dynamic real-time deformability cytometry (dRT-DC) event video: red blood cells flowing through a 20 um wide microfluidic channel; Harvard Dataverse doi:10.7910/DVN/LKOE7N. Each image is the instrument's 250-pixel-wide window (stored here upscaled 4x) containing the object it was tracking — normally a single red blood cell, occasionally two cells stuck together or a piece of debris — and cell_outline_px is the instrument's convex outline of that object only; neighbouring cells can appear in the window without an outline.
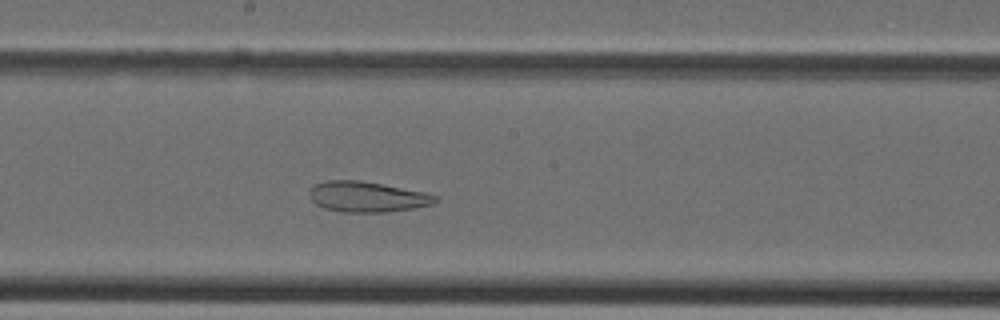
{"species": "Egyptian fruit bat (a non-hibernating species)", "species_latin": "Rousettus aegyptiacus", "temperature_condition": "cold", "stored_images_in_passage": 36, "camera_frame_rate_fps": 3000, "um_per_image_px": 0.085, "animal": {"sex": "female"}, "frame": {"image": 1, "passage_image": 17, "time_ms": 5.333, "image_size_px": [1000, 320], "cell_outline_px": [[440, 200], [432, 204], [412, 208], [384, 212], [344, 212], [324, 208], [316, 204], [308, 196], [308, 188], [312, 184], [328, 180], [360, 180], [424, 192], [440, 196]], "centroid_in_image_um": [31.17, 16.71], "position_along_channel_um": 217.0, "area_um2": 22.54}}
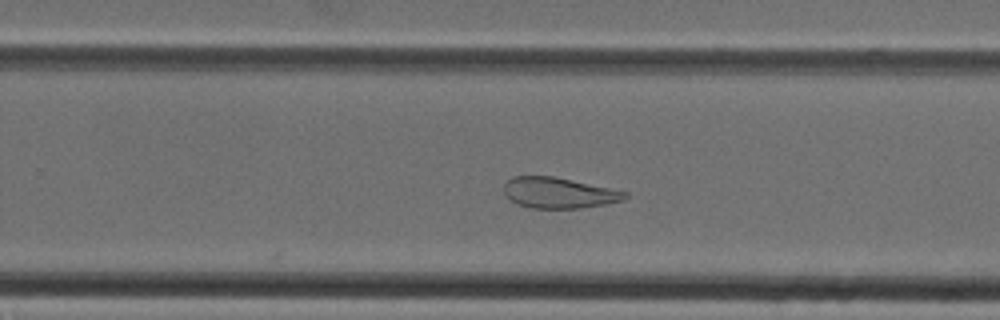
{"frame": {"image": 2, "passage_image": 21, "time_ms": 6.667, "image_size_px": [1000, 320], "cell_outline_px": [[628, 196], [620, 200], [604, 204], [580, 208], [532, 208], [520, 204], [512, 200], [504, 192], [504, 184], [512, 176], [552, 176], [628, 192]], "centroid_in_image_um": [47.47, 16.38], "position_along_channel_um": 282.3, "area_um2": 21.21}}
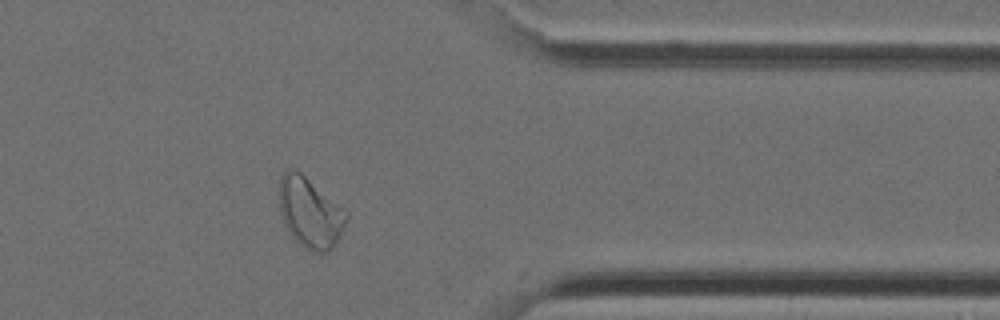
{"frame": {"image": 3, "passage_image": 28, "time_ms": 9.0, "image_size_px": [1000, 320], "cell_outline_px": [[348, 220], [340, 236], [332, 248], [328, 252], [312, 252], [304, 248], [288, 232], [280, 212], [280, 176], [288, 168], [292, 168], [300, 172], [348, 212]], "centroid_in_image_um": [26.36, 18.09], "position_along_channel_um": 385.0, "area_um2": 27.34}}